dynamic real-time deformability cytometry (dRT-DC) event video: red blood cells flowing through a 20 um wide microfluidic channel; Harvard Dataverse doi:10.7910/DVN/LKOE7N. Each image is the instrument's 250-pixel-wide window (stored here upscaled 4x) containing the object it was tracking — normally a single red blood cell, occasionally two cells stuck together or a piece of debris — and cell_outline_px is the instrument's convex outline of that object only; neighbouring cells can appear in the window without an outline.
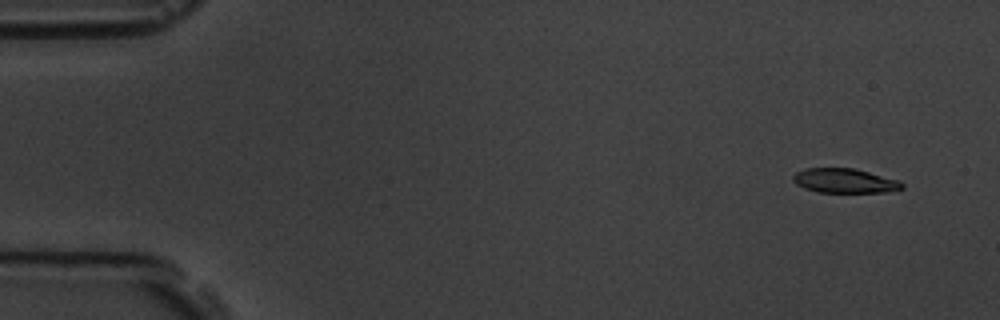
{"species": "common noctule bat (a hibernating species)", "species_latin": "Nyctalus noctula", "temperature_condition": "room temperature", "stored_images_in_passage": 9, "camera_frame_rate_fps": 3000, "um_per_image_px": 0.085, "animal": {"sex": "male", "body_mass_g": 19.5, "forearm_length_mm": 54.6}, "frame": {"image": 1, "passage_image": 1, "time_ms": 0.0, "image_size_px": [1000, 320], "cell_outline_px": [[904, 188], [888, 192], [816, 192], [804, 188], [796, 184], [792, 180], [792, 176], [796, 172], [804, 168], [856, 168], [900, 180], [904, 184]], "centroid_in_image_um": [71.81, 15.36], "position_along_channel_um": 13.2, "area_um2": 15.78}}
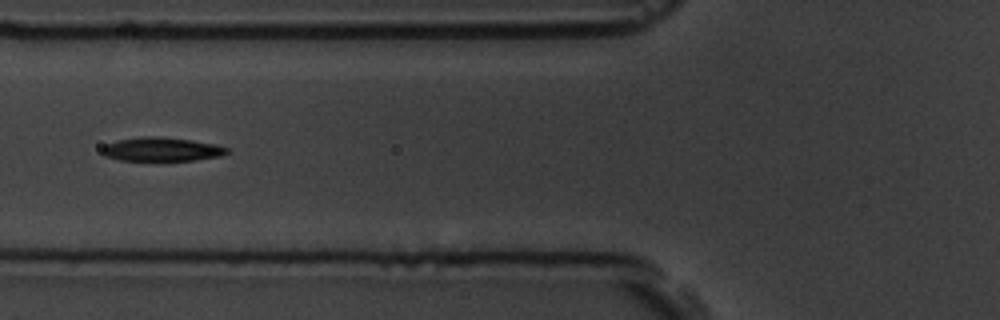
{"frame": {"image": 2, "passage_image": 6, "time_ms": 6.0, "image_size_px": [1000, 320], "cell_outline_px": [[228, 152], [220, 156], [192, 160], [120, 160], [104, 156], [100, 152], [100, 148], [104, 144], [116, 140], [140, 136], [156, 136], [188, 140], [216, 144], [228, 148]], "centroid_in_image_um": [13.64, 12.68], "position_along_channel_um": 112.2, "area_um2": 17.34}}
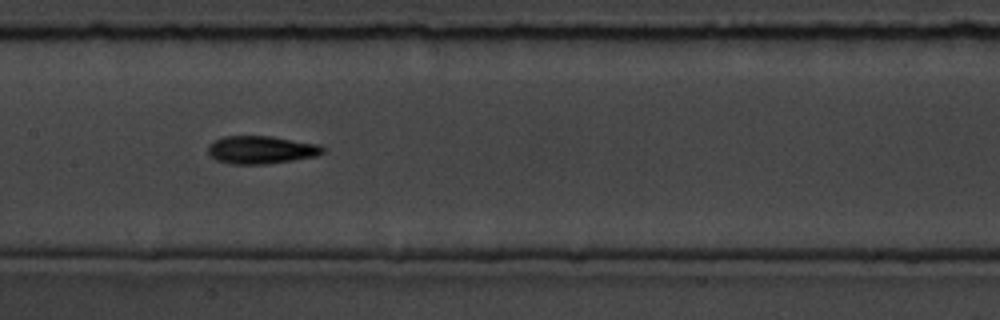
{"frame": {"image": 3, "passage_image": 8, "time_ms": 8.0, "image_size_px": [1000, 320], "cell_outline_px": [[324, 152], [316, 156], [292, 160], [264, 164], [232, 164], [216, 160], [208, 152], [208, 144], [224, 136], [272, 136], [320, 144], [324, 148]], "centroid_in_image_um": [22.21, 12.73], "position_along_channel_um": 185.2, "area_um2": 18.61}}